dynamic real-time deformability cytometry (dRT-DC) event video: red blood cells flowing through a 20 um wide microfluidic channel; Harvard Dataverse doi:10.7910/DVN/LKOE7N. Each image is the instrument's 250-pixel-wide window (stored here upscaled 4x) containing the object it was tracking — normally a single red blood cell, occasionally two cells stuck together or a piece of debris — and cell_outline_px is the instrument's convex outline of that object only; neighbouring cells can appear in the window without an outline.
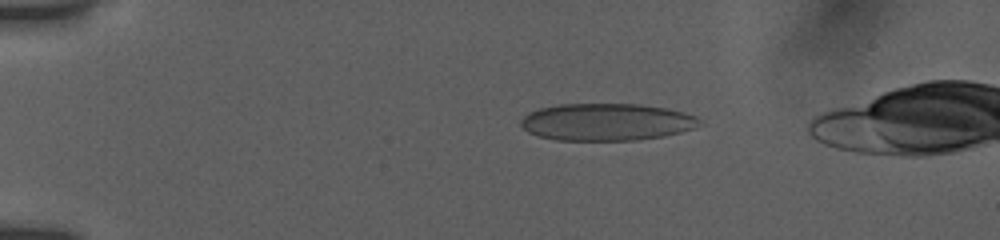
{"species": "human", "species_latin": "Homo sapiens", "temperature_condition": "room temperature", "stored_images_in_passage": 27, "camera_frame_rate_fps": 3000, "um_per_image_px": 0.085, "donor": {"sex": "female"}, "frame": {"image": 1, "passage_image": 4, "time_ms": 3.333, "image_size_px": [1000, 240], "cell_outline_px": [[704, 124], [696, 128], [664, 136], [636, 140], [556, 140], [536, 136], [528, 132], [520, 124], [520, 120], [528, 112], [540, 108], [560, 104], [640, 104], [664, 108], [684, 112], [696, 116]], "centroid_in_image_um": [51.56, 10.37], "position_along_channel_um": 33.4, "area_um2": 38.96}}
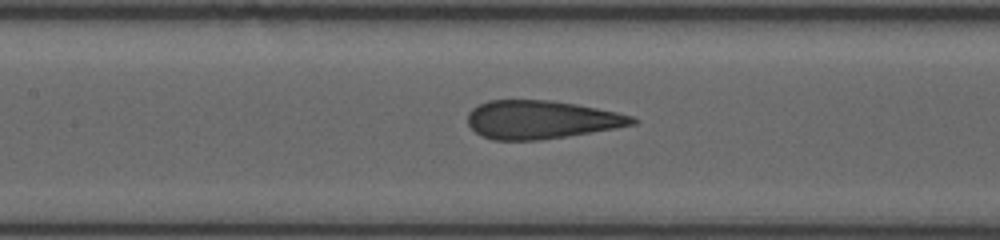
{"frame": {"image": 2, "passage_image": 17, "time_ms": 8.333, "image_size_px": [1000, 240], "cell_outline_px": [[640, 120], [636, 124], [616, 128], [568, 136], [540, 140], [496, 140], [484, 136], [476, 132], [468, 124], [468, 112], [472, 108], [488, 100], [552, 100], [576, 104], [616, 112], [632, 116]], "centroid_in_image_um": [46.02, 10.17], "position_along_channel_um": 161.4, "area_um2": 36.7}}
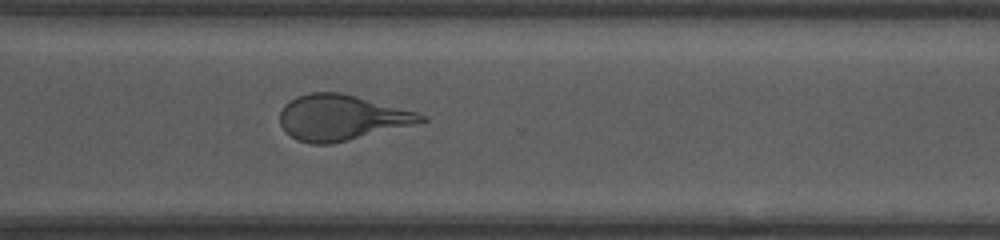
{"frame": {"image": 3, "passage_image": 27, "time_ms": 13.0, "image_size_px": [1000, 240], "cell_outline_px": [[428, 120], [332, 144], [312, 144], [296, 140], [284, 132], [280, 124], [280, 112], [284, 104], [296, 96], [312, 92], [340, 92], [356, 96], [416, 112], [428, 116]], "centroid_in_image_um": [28.95, 9.99], "position_along_channel_um": 341.7, "area_um2": 37.17}}